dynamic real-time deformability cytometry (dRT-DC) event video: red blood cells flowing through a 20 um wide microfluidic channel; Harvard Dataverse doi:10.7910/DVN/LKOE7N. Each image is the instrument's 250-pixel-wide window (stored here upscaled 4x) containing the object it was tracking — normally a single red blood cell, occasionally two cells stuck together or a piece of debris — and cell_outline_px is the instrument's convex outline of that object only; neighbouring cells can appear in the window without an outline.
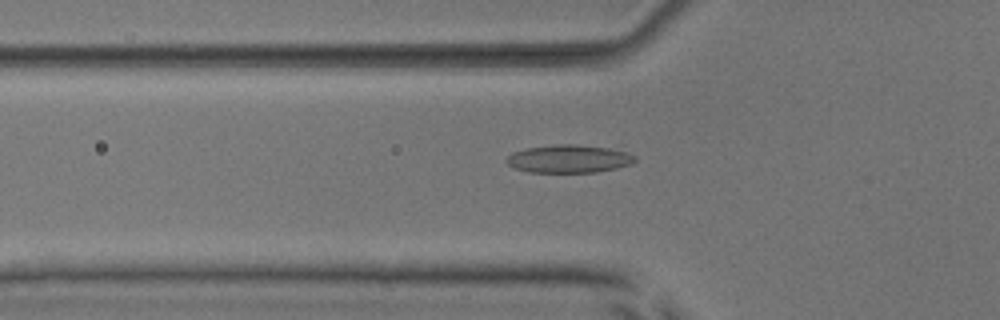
{"species": "common noctule bat (a hibernating species)", "species_latin": "Nyctalus noctula", "temperature_condition": "room temperature", "stored_images_in_passage": 44, "camera_frame_rate_fps": 3000, "um_per_image_px": 0.085, "animal": {"sex": "male", "body_mass_g": 17.9, "forearm_length_mm": 54.2}, "frame": {"image": 1, "passage_image": 18, "time_ms": 5.667, "image_size_px": [1000, 320], "cell_outline_px": [[636, 160], [632, 164], [616, 168], [596, 172], [528, 172], [512, 168], [504, 160], [512, 152], [524, 148], [556, 144], [576, 144], [608, 148], [628, 152], [636, 156]], "centroid_in_image_um": [48.33, 13.5], "position_along_channel_um": 77.5, "area_um2": 21.15}}
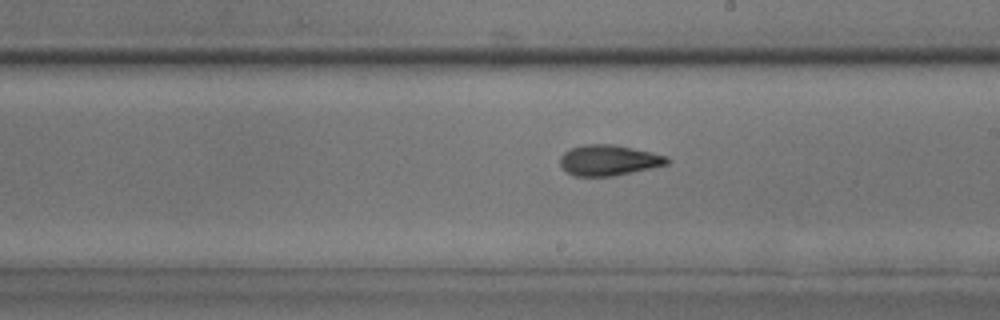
{"frame": {"image": 2, "passage_image": 30, "time_ms": 9.667, "image_size_px": [1000, 320], "cell_outline_px": [[672, 160], [668, 164], [652, 168], [612, 176], [572, 176], [560, 164], [560, 156], [564, 152], [572, 148], [584, 144], [616, 144], [652, 152], [668, 156]], "centroid_in_image_um": [51.78, 13.61], "position_along_channel_um": 237.2, "area_um2": 19.25}}
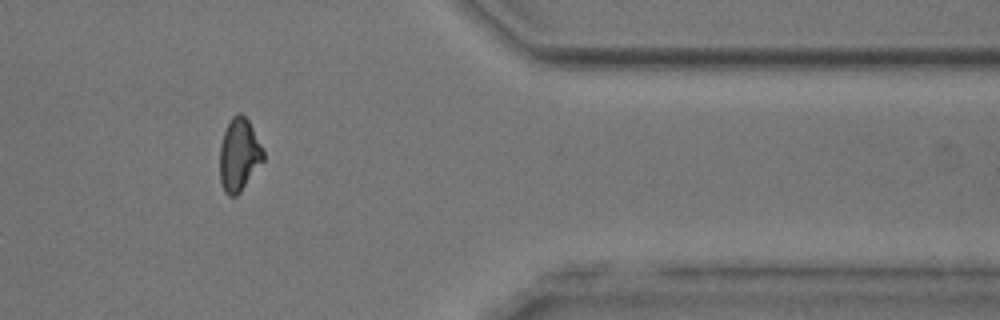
{"frame": {"image": 3, "passage_image": 43, "time_ms": 14.0, "image_size_px": [1000, 320], "cell_outline_px": [[264, 160], [240, 192], [236, 196], [228, 196], [224, 192], [220, 180], [220, 144], [224, 132], [232, 116], [236, 112], [240, 112], [248, 120], [264, 152]], "centroid_in_image_um": [20.3, 13.17], "position_along_channel_um": 391.1, "area_um2": 18.32}, "authors_computed_cell_mechanics": {"area_um2": 19.4208, "velocity_mm_per_s": 3.9942, "shape_relaxation_time_tau1_ms": 5.0937, "shape_relaxation_time_tau2_ms": 2.877, "deformation_change_tau1": 0.2048, "deformation_change_tau2": 0.0992}}